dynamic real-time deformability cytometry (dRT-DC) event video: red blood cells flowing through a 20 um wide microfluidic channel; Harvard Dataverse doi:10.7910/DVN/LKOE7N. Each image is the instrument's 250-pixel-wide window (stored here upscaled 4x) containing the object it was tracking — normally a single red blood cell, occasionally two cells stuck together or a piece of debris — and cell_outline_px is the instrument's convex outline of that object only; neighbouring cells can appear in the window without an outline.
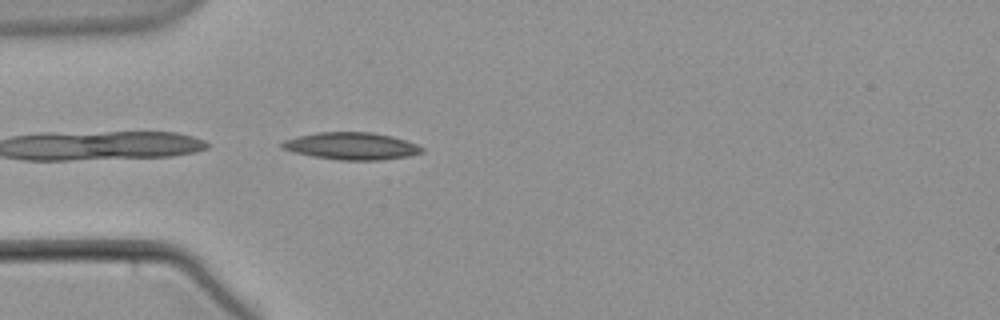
{"species": "common noctule bat (a hibernating species)", "species_latin": "Nyctalus noctula", "temperature_condition": "warm", "stored_images_in_passage": 23, "camera_frame_rate_fps": 3000, "um_per_image_px": 0.085, "animal": {"sex": "male", "body_mass_g": 21.5, "forearm_length_mm": 52.0}, "frame": {"image": 1, "passage_image": 1, "time_ms": 0.0, "image_size_px": [1000, 320], "cell_outline_px": [[424, 152], [408, 156], [380, 160], [340, 160], [312, 156], [292, 152], [280, 148], [280, 144], [284, 140], [300, 136], [320, 132], [372, 132], [392, 136], [416, 144], [424, 148]], "centroid_in_image_um": [29.87, 12.42], "position_along_channel_um": 55.1, "area_um2": 22.14}}